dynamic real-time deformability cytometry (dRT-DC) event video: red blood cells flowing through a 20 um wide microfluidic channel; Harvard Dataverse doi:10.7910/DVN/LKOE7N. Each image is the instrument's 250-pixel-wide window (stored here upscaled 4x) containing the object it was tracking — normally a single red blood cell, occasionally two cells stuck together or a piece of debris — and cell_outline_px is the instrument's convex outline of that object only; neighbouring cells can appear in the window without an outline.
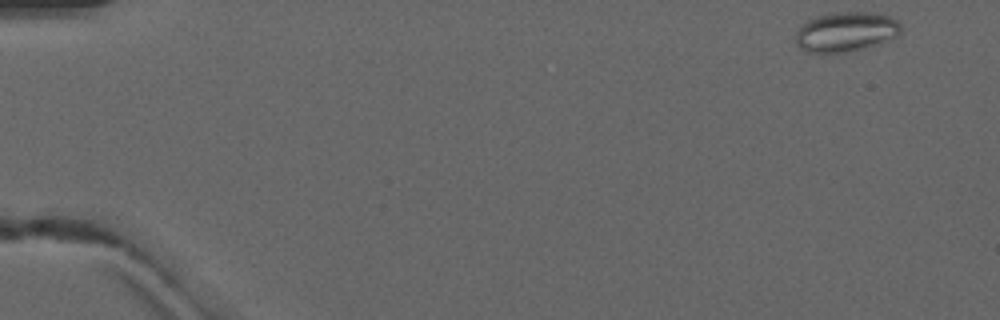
{"species": "common noctule bat (a hibernating species)", "species_latin": "Nyctalus noctula", "temperature_condition": "warm", "stored_images_in_passage": 7, "camera_frame_rate_fps": 3000, "um_per_image_px": 0.085, "animal": {"sex": "male", "forearm_length_mm": 52.5}, "frame": {"image": 1, "passage_image": 1, "time_ms": 0.0, "image_size_px": [1000, 320], "cell_outline_px": [[904, 28], [896, 36], [872, 44], [840, 52], [808, 52], [800, 48], [796, 44], [796, 32], [800, 24], [816, 16], [836, 12], [876, 12], [892, 16]], "centroid_in_image_um": [71.87, 2.65], "position_along_channel_um": 13.1, "area_um2": 23.99}}
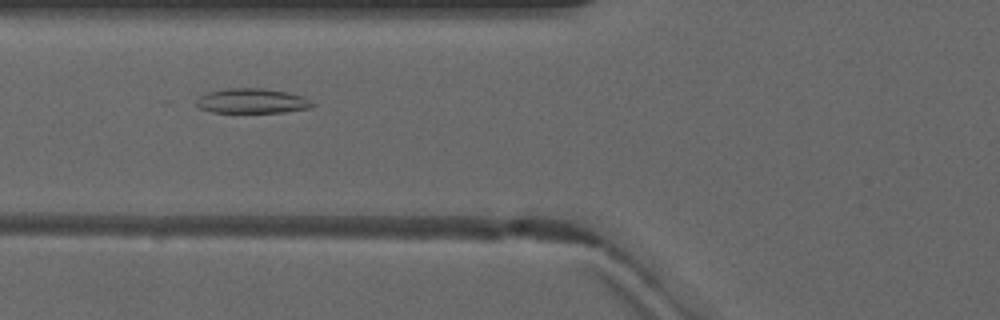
{"frame": {"image": 2, "passage_image": 6, "time_ms": 5.667, "image_size_px": [1000, 320], "cell_outline_px": [[316, 104], [308, 108], [284, 112], [212, 112], [200, 108], [196, 104], [196, 100], [200, 96], [208, 92], [228, 88], [264, 88], [288, 92], [304, 96], [312, 100]], "centroid_in_image_um": [21.46, 8.57], "position_along_channel_um": 104.3, "area_um2": 16.82}}
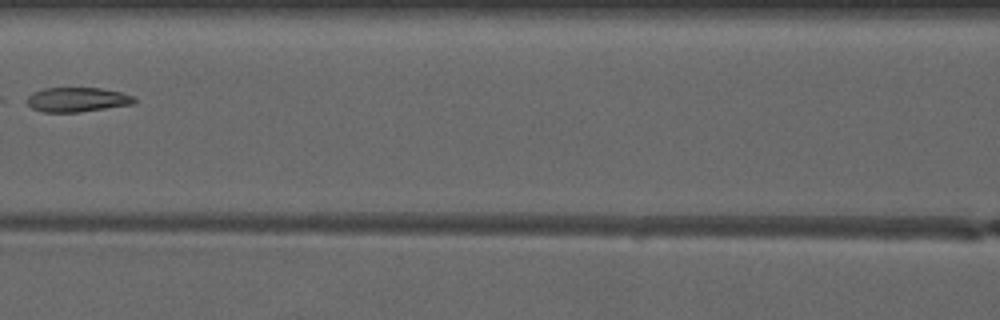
{"frame": {"image": 3, "passage_image": 7, "time_ms": 7.0, "image_size_px": [1000, 320], "cell_outline_px": [[136, 104], [80, 112], [44, 112], [32, 108], [24, 100], [32, 92], [44, 88], [100, 88], [120, 92], [136, 96]], "centroid_in_image_um": [6.58, 8.47], "position_along_channel_um": 160.0, "area_um2": 15.55}}